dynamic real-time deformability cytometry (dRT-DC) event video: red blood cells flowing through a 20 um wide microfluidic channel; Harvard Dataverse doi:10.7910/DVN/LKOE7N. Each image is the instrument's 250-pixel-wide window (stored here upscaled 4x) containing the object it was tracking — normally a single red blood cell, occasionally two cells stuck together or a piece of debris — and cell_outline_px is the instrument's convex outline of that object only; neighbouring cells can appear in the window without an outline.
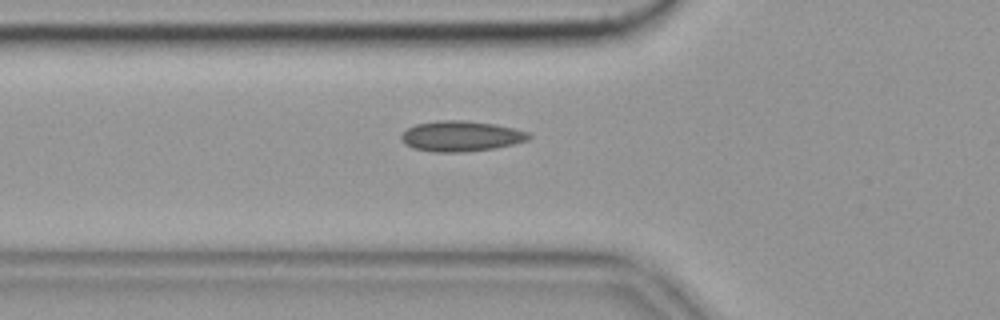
{"species": "common noctule bat (a hibernating species)", "species_latin": "Nyctalus noctula", "temperature_condition": "cold", "stored_images_in_passage": 53, "camera_frame_rate_fps": 3000, "um_per_image_px": 0.085, "animal": {"sex": "female", "body_mass_g": 19.9}, "frame": {"image": 1, "passage_image": 16, "time_ms": 5.0, "image_size_px": [1000, 320], "cell_outline_px": [[532, 136], [528, 140], [496, 148], [464, 152], [432, 152], [412, 148], [404, 144], [400, 140], [400, 136], [408, 128], [416, 124], [436, 120], [464, 120], [496, 124], [528, 132]], "centroid_in_image_um": [39.15, 11.57], "position_along_channel_um": 86.6, "area_um2": 22.83}, "authors_computed_cell_mechanics": {"area_um2": 20.6346, "velocity_mm_per_s": 3.5435, "shape_relaxation_time_tau1_ms": null, "shape_relaxation_time_tau2_ms": 3.2437, "deformation_change_tau1": null, "deformation_change_tau2": 0.0862}}